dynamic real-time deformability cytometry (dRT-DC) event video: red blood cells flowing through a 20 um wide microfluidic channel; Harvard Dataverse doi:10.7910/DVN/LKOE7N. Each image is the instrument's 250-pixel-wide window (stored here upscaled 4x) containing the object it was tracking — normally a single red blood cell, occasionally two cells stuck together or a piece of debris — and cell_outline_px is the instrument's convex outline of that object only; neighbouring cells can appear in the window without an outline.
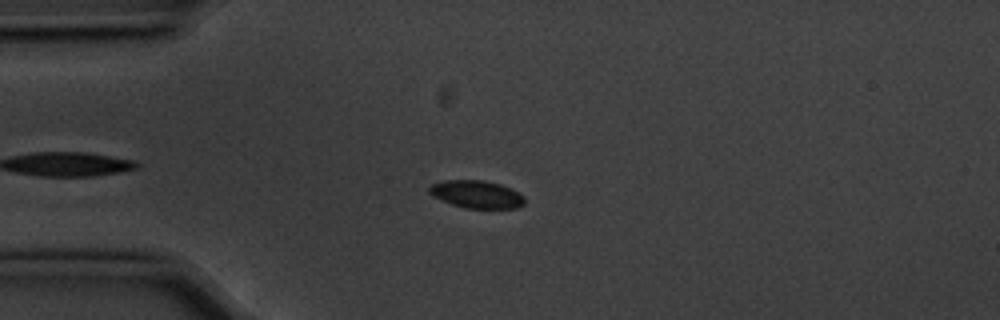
{"species": "common noctule bat (a hibernating species)", "species_latin": "Nyctalus noctula", "temperature_condition": "cold", "stored_images_in_passage": 41, "camera_frame_rate_fps": 3000, "um_per_image_px": 0.085, "animal": {"sex": "male", "body_mass_g": 20.1, "forearm_length_mm": 53.5}, "frame": {"image": 1, "passage_image": 9, "time_ms": 2.667, "image_size_px": [1000, 320], "cell_outline_px": [[524, 204], [516, 208], [464, 208], [440, 200], [432, 196], [428, 192], [428, 188], [432, 184], [444, 180], [484, 180], [500, 184], [524, 196]], "centroid_in_image_um": [40.46, 16.51], "position_along_channel_um": 44.5, "area_um2": 15.32}}
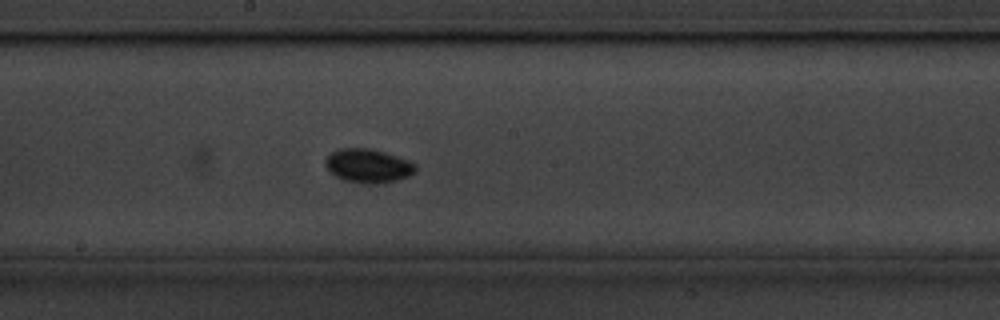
{"frame": {"image": 2, "passage_image": 25, "time_ms": 8.0, "image_size_px": [1000, 320], "cell_outline_px": [[416, 172], [408, 176], [396, 180], [344, 180], [336, 176], [324, 164], [324, 160], [332, 152], [340, 148], [368, 148], [384, 152], [408, 160], [416, 164]], "centroid_in_image_um": [31.29, 14.02], "position_along_channel_um": 216.9, "area_um2": 16.76}}
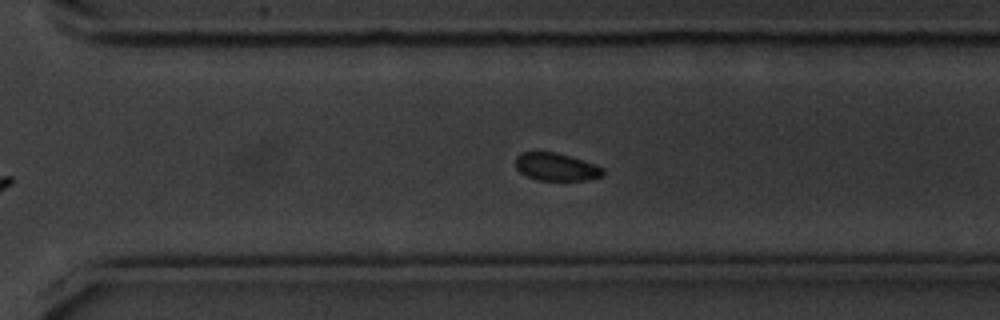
{"frame": {"image": 3, "passage_image": 34, "time_ms": 11.0, "image_size_px": [1000, 320], "cell_outline_px": [[604, 172], [600, 176], [588, 180], [536, 180], [520, 172], [516, 168], [516, 156], [520, 152], [556, 152], [596, 164], [604, 168]], "centroid_in_image_um": [47.27, 14.18], "position_along_channel_um": 323.3, "area_um2": 14.1}, "authors_computed_cell_mechanics": {"area_um2": 15.5482, "velocity_mm_per_s": 3.5572, "shape_relaxation_time_tau1_ms": 8.3204, "shape_relaxation_time_tau2_ms": null, "deformation_change_tau1": 0.213, "deformation_change_tau2": null}}